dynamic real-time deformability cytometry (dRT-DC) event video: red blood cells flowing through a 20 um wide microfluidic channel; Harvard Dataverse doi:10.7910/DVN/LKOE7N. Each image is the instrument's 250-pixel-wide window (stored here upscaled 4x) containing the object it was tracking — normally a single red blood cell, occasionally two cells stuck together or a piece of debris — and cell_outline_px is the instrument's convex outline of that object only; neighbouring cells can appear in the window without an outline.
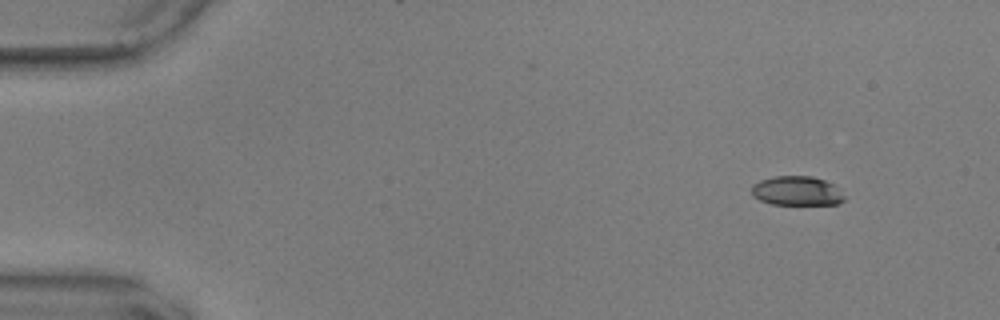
{"species": "common noctule bat (a hibernating species)", "species_latin": "Nyctalus noctula", "temperature_condition": "warm", "stored_images_in_passage": 2, "camera_frame_rate_fps": 3000, "um_per_image_px": 0.085, "animal": {"sex": "male", "body_mass_g": 17.9, "forearm_length_mm": 54.2}, "frame": {"image": 1, "passage_image": 1, "time_ms": 0.0, "image_size_px": [1000, 320], "cell_outline_px": [[836, 200], [832, 204], [780, 204], [768, 200], [772, 180], [820, 180]], "centroid_in_image_um": [68.0, 16.36], "position_along_channel_um": 17.0, "area_um2": 10.12}}